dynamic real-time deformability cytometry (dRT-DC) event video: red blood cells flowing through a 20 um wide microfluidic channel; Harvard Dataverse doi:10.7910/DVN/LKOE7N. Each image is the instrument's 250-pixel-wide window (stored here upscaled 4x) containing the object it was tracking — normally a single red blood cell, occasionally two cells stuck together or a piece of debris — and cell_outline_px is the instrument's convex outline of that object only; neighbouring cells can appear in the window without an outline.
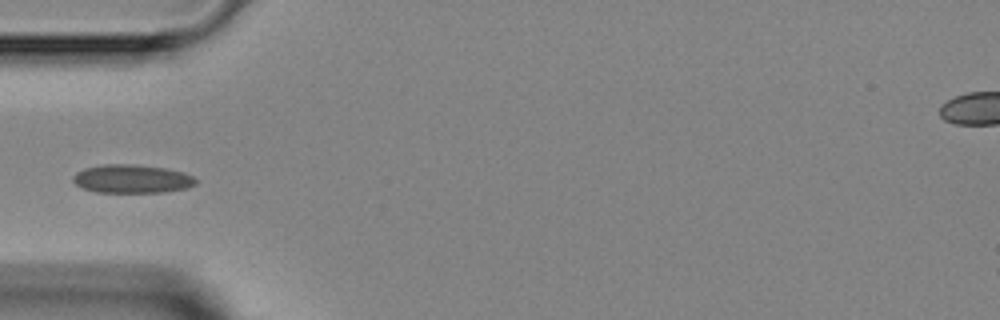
{"species": "Egyptian fruit bat (a non-hibernating species)", "species_latin": "Rousettus aegyptiacus", "temperature_condition": "room temperature", "stored_images_in_passage": 5, "camera_frame_rate_fps": 3000, "um_per_image_px": 0.085, "animal": {"sex": "female"}, "frame": {"image": 1, "passage_image": 4, "time_ms": 4.0, "image_size_px": [1000, 320], "cell_outline_px": [[196, 184], [188, 188], [164, 192], [96, 192], [84, 188], [76, 184], [72, 180], [72, 176], [76, 172], [84, 168], [104, 164], [136, 164], [164, 168], [184, 172], [192, 176], [196, 180]], "centroid_in_image_um": [11.21, 15.2], "position_along_channel_um": 73.8, "area_um2": 20.4}}
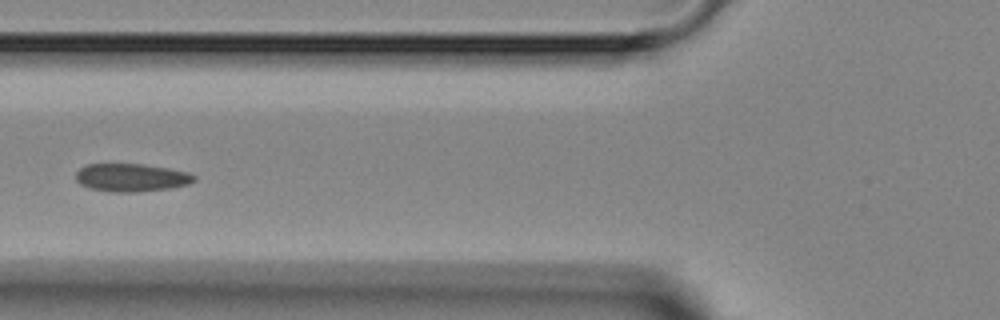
{"frame": {"image": 2, "passage_image": 5, "time_ms": 5.0, "image_size_px": [1000, 320], "cell_outline_px": [[196, 180], [188, 184], [172, 188], [136, 192], [112, 192], [88, 188], [80, 184], [76, 180], [76, 172], [80, 168], [88, 164], [144, 164], [168, 168], [188, 172], [196, 176]], "centroid_in_image_um": [11.17, 15.1], "position_along_channel_um": 114.6, "area_um2": 19.42}}